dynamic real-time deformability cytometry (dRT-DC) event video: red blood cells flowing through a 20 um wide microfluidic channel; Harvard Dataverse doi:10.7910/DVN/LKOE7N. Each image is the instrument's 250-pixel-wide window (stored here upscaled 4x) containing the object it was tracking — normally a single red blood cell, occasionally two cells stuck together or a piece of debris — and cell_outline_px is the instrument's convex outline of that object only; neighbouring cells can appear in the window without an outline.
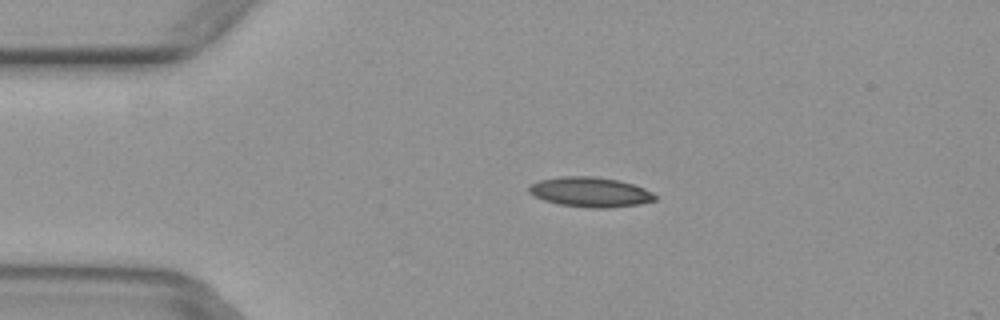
{"species": "common noctule bat (a hibernating species)", "species_latin": "Nyctalus noctula", "temperature_condition": "warm", "stored_images_in_passage": 3, "camera_frame_rate_fps": 3000, "um_per_image_px": 0.085, "animal": {"sex": "female", "body_mass_g": 29.2, "forearm_length_mm": 56.3}, "frame": {"image": 1, "passage_image": 2, "time_ms": 0.333, "image_size_px": [1000, 320], "cell_outline_px": [[656, 200], [640, 204], [612, 208], [588, 208], [560, 204], [544, 200], [528, 192], [528, 184], [540, 180], [560, 176], [596, 176], [620, 180], [644, 188], [652, 192], [656, 196]], "centroid_in_image_um": [50.17, 16.32], "position_along_channel_um": 34.8, "area_um2": 22.14}}